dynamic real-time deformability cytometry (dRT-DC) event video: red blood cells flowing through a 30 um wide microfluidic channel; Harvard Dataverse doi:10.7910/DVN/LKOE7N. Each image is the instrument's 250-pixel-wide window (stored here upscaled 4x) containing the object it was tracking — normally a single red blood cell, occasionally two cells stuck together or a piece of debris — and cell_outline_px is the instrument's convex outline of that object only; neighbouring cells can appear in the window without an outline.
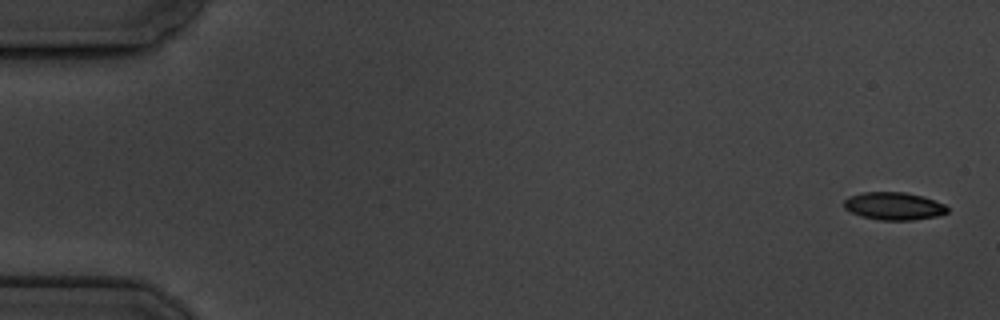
{"species": "common noctule bat (a hibernating species)", "species_latin": "Nyctalus noctula", "temperature_condition": "cold", "stored_images_in_passage": 9, "camera_frame_rate_fps": 3000, "um_per_image_px": 0.085, "animal": {"sex": "male", "body_mass_g": 19.5, "forearm_length_mm": 54.6}, "frame": {"image": 1, "passage_image": 1, "time_ms": 0.0, "image_size_px": [1000, 320], "cell_outline_px": [[948, 212], [936, 216], [912, 220], [880, 220], [860, 216], [844, 208], [844, 200], [848, 196], [864, 192], [904, 192], [924, 196], [944, 204], [948, 208]], "centroid_in_image_um": [75.96, 17.51], "position_along_channel_um": 9.0, "area_um2": 16.7}}
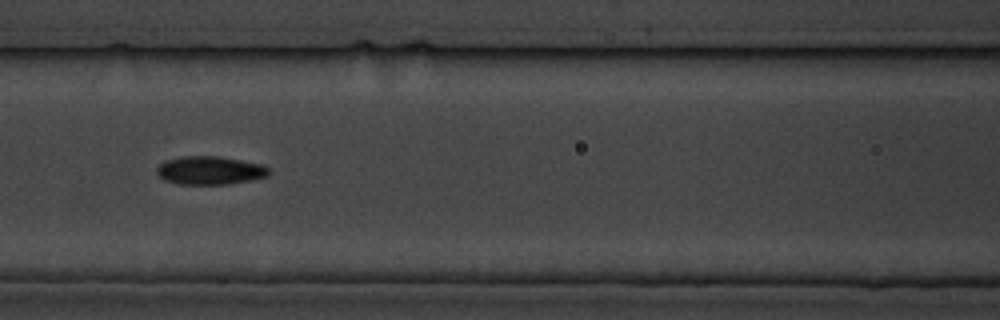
{"frame": {"image": 2, "passage_image": 7, "time_ms": 8.0, "image_size_px": [1000, 320], "cell_outline_px": [[272, 172], [268, 176], [228, 184], [180, 184], [164, 180], [156, 172], [156, 168], [164, 160], [180, 156], [216, 156], [264, 164], [272, 168]], "centroid_in_image_um": [17.87, 14.47], "position_along_channel_um": 148.7, "area_um2": 18.67}}
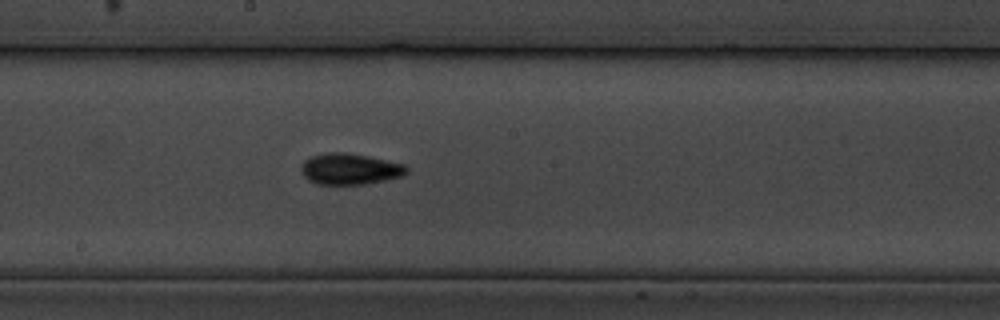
{"frame": {"image": 3, "passage_image": 9, "time_ms": 10.0, "image_size_px": [1000, 320], "cell_outline_px": [[408, 172], [404, 176], [364, 184], [316, 184], [308, 180], [300, 172], [300, 168], [304, 160], [308, 156], [328, 152], [344, 152], [368, 156], [404, 164], [408, 168]], "centroid_in_image_um": [29.71, 14.36], "position_along_channel_um": 218.5, "area_um2": 19.31}}